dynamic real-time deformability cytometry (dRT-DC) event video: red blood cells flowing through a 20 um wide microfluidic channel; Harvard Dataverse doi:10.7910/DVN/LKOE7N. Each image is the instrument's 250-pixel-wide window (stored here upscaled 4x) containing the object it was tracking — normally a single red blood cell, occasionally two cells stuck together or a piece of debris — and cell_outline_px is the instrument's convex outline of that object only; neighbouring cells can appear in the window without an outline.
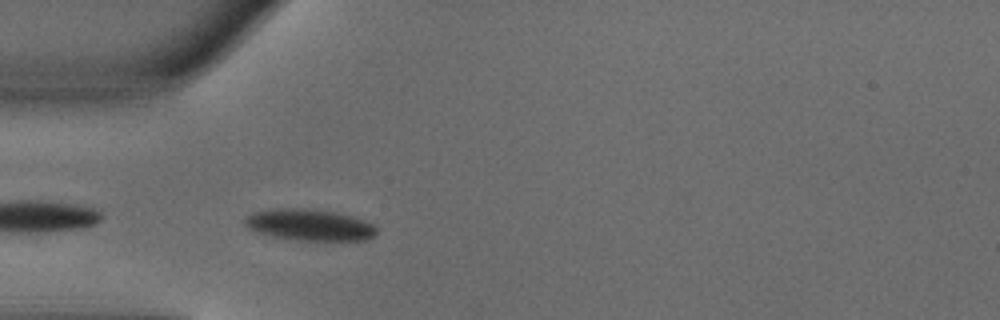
{"species": "common noctule bat (a hibernating species)", "species_latin": "Nyctalus noctula", "temperature_condition": "warm", "stored_images_in_passage": 36, "camera_frame_rate_fps": 3000, "um_per_image_px": 0.085, "animal": {"sex": "male", "body_mass_g": 18.8}, "frame": {"image": 1, "passage_image": 2, "time_ms": 0.333, "image_size_px": [1000, 320], "cell_outline_px": [[376, 236], [368, 240], [296, 240], [272, 236], [248, 228], [244, 224], [244, 216], [252, 212], [272, 208], [308, 208], [336, 212], [352, 216], [364, 220], [372, 224], [376, 228]], "centroid_in_image_um": [26.3, 19.1], "position_along_channel_um": 58.7, "area_um2": 24.33}}
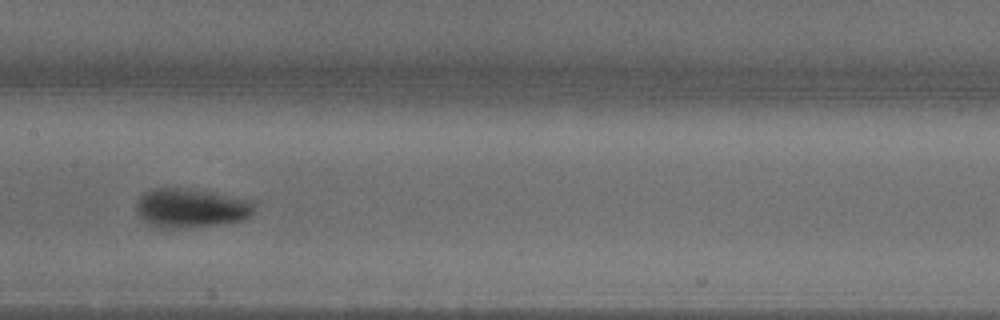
{"frame": {"image": 2, "passage_image": 12, "time_ms": 3.667, "image_size_px": [1000, 320], "cell_outline_px": [[256, 208], [252, 216], [244, 220], [224, 224], [180, 228], [152, 228], [136, 212], [136, 204], [140, 196], [144, 192], [152, 188], [188, 188], [256, 200]], "centroid_in_image_um": [16.28, 17.69], "position_along_channel_um": 191.1, "area_um2": 27.63}}
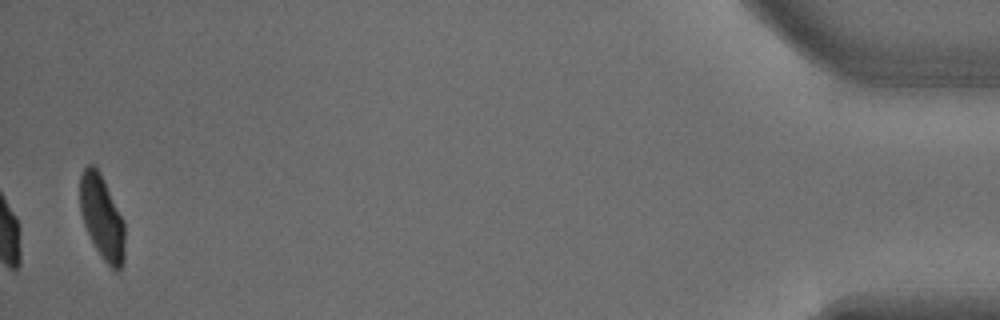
{"frame": {"image": 3, "passage_image": 36, "time_ms": 11.667, "image_size_px": [1000, 320], "cell_outline_px": [[124, 264], [116, 272], [104, 260], [96, 248], [84, 224], [80, 212], [80, 176], [84, 168], [88, 164], [92, 164], [100, 172], [124, 220]], "centroid_in_image_um": [8.67, 18.47], "position_along_channel_um": 426.5, "area_um2": 21.79}, "authors_computed_cell_mechanics": {"area_um2": 25.0274, "velocity_mm_per_s": 4.0548, "shape_relaxation_time_tau1_ms": 2.9943, "shape_relaxation_time_tau2_ms": null, "deformation_change_tau1": 0.1548, "deformation_change_tau2": null}}